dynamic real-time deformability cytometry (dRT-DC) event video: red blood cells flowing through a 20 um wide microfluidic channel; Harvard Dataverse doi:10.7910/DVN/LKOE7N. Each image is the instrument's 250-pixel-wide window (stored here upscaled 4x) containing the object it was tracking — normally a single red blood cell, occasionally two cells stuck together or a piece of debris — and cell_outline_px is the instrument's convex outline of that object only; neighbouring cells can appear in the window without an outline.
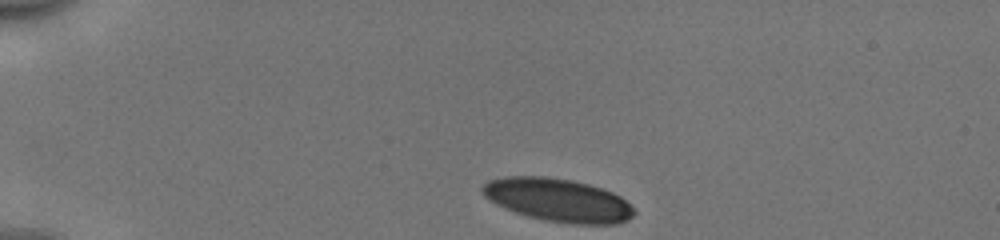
{"species": "human", "species_latin": "Homo sapiens", "temperature_condition": "cold", "stored_images_in_passage": 35, "camera_frame_rate_fps": 3000, "um_per_image_px": 0.085, "donor": {"sex": "male"}, "frame": {"image": 1, "passage_image": 1, "time_ms": 0.0, "image_size_px": [1000, 240], "cell_outline_px": [[636, 212], [628, 220], [616, 224], [572, 224], [544, 220], [528, 216], [504, 208], [496, 204], [484, 196], [480, 188], [488, 180], [504, 176], [544, 176], [572, 180], [588, 184], [612, 192], [620, 196]], "centroid_in_image_um": [47.4, 17.0], "position_along_channel_um": 37.6, "area_um2": 38.09}}
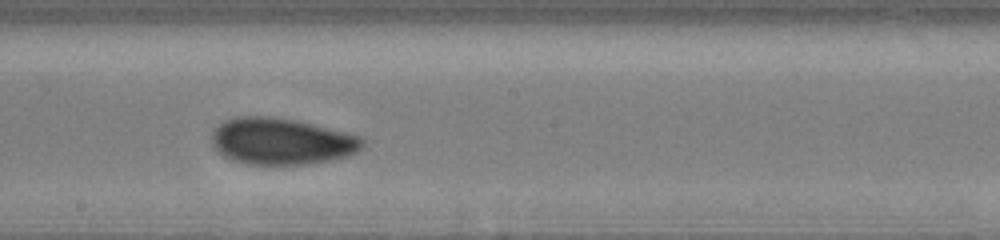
{"frame": {"image": 2, "passage_image": 20, "time_ms": 6.333, "image_size_px": [1000, 240], "cell_outline_px": [[364, 144], [356, 152], [348, 156], [332, 160], [308, 164], [248, 164], [228, 160], [216, 152], [212, 144], [212, 132], [224, 120], [236, 116], [276, 116], [296, 120], [360, 136], [364, 140]], "centroid_in_image_um": [23.87, 12.01], "position_along_channel_um": 224.3, "area_um2": 41.21}}
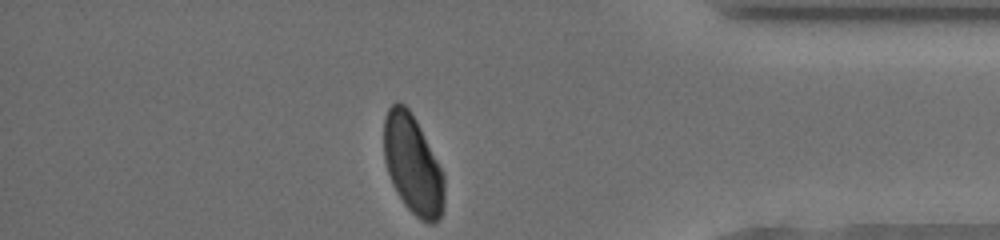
{"frame": {"image": 3, "passage_image": 35, "time_ms": 11.333, "image_size_px": [1000, 240], "cell_outline_px": [[444, 204], [440, 216], [432, 224], [428, 224], [420, 220], [404, 204], [392, 184], [384, 160], [384, 120], [388, 108], [396, 100], [404, 104], [412, 112], [444, 172]], "centroid_in_image_um": [35.09, 13.98], "position_along_channel_um": 400.1, "area_um2": 35.08}, "authors_computed_cell_mechanics": {"area_um2": 40.3444, "velocity_mm_per_s": 3.9454, "shape_relaxation_time_tau1_ms": 4.5281, "shape_relaxation_time_tau2_ms": 1.2466, "deformation_change_tau1": 0.126, "deformation_change_tau2": 0.054}}